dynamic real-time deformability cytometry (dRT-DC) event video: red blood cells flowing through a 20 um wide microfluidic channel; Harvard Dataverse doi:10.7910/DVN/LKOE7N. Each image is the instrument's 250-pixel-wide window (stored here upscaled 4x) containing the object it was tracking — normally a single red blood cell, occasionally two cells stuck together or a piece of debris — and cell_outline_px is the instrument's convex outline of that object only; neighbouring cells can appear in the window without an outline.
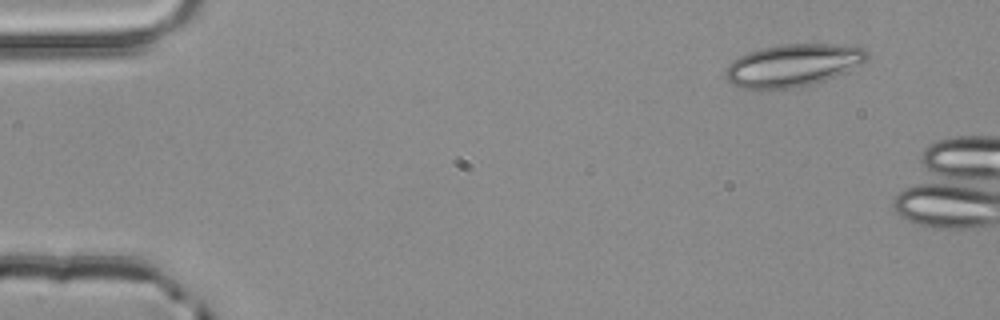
{"species": "common noctule bat (a hibernating species)", "species_latin": "Nyctalus noctula", "temperature_condition": "room temperature", "stored_images_in_passage": 2, "camera_frame_rate_fps": 3000, "um_per_image_px": 0.085, "animal": {"sex": "male", "body_mass_g": 20.4}, "frame": {"image": 1, "passage_image": 1, "time_ms": 0.0, "image_size_px": [1000, 320], "cell_outline_px": [[872, 56], [868, 60], [848, 72], [812, 84], [792, 88], [744, 88], [732, 84], [724, 76], [724, 72], [728, 64], [732, 60], [748, 52], [760, 48], [784, 44], [844, 44], [864, 48]], "centroid_in_image_um": [67.45, 5.53], "position_along_channel_um": 17.5, "area_um2": 35.26}}